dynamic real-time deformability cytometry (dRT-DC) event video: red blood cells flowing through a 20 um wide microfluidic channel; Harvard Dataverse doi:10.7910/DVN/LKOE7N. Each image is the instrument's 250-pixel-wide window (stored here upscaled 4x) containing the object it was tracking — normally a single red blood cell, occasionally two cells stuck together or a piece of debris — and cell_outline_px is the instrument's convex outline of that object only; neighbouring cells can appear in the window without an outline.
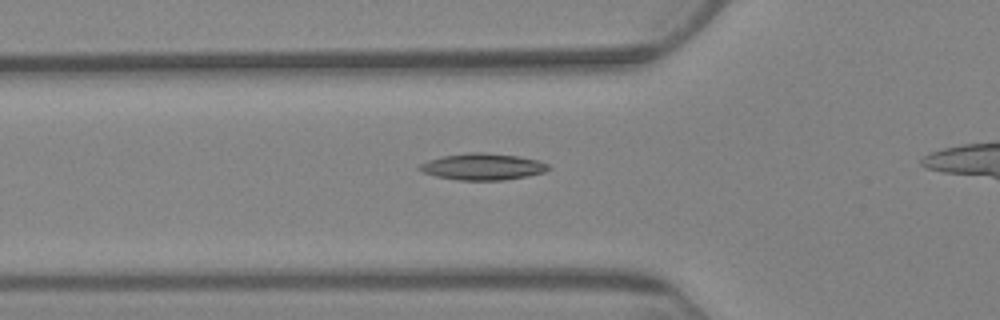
{"species": "Egyptian fruit bat (a non-hibernating species)", "species_latin": "Rousettus aegyptiacus", "temperature_condition": "warm", "stored_images_in_passage": 4, "camera_frame_rate_fps": 3000, "um_per_image_px": 0.085, "animal": {"sex": "female"}, "frame": {"image": 1, "passage_image": 4, "time_ms": 3.667, "image_size_px": [1000, 320], "cell_outline_px": [[552, 168], [544, 172], [528, 176], [504, 180], [460, 180], [436, 176], [424, 172], [416, 168], [420, 164], [428, 160], [440, 156], [472, 152], [484, 152], [520, 156], [536, 160], [548, 164]], "centroid_in_image_um": [41.04, 14.16], "position_along_channel_um": 84.8, "area_um2": 20.0}}